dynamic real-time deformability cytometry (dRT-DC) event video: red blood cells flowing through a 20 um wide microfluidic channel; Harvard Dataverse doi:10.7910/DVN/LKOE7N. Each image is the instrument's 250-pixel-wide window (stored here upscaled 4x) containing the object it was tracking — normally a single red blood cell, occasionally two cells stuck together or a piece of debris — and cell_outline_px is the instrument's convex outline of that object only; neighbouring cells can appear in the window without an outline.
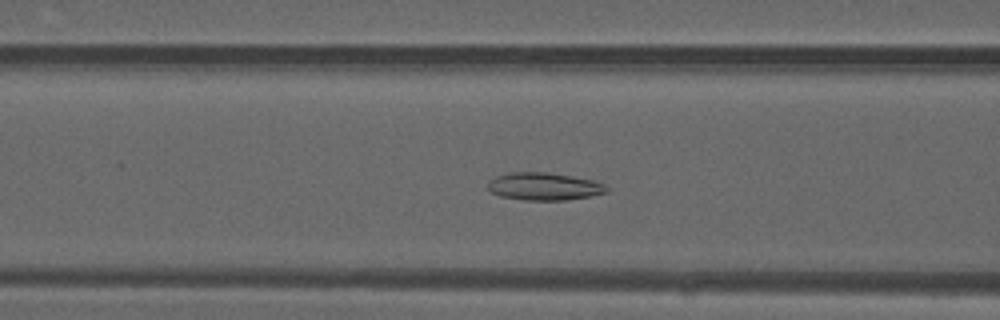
{"species": "common noctule bat (a hibernating species)", "species_latin": "Nyctalus noctula", "temperature_condition": "warm", "stored_images_in_passage": 35, "camera_frame_rate_fps": 3000, "um_per_image_px": 0.085, "animal": {"sex": "male", "forearm_length_mm": 52.5}, "frame": {"image": 1, "passage_image": 6, "time_ms": 1.667, "image_size_px": [1000, 320], "cell_outline_px": [[608, 192], [588, 196], [564, 200], [524, 200], [500, 196], [492, 192], [488, 188], [488, 180], [496, 176], [512, 172], [548, 172], [572, 176], [592, 180], [604, 184], [608, 188]], "centroid_in_image_um": [46.23, 15.84], "position_along_channel_um": 120.4, "area_um2": 19.02}}
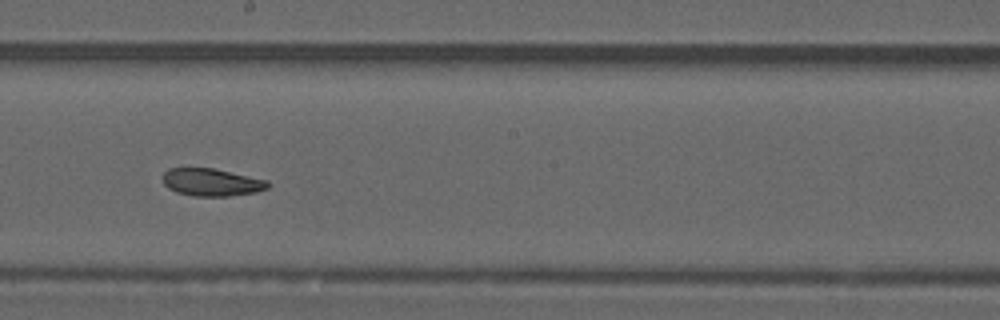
{"frame": {"image": 2, "passage_image": 14, "time_ms": 4.333, "image_size_px": [1000, 320], "cell_outline_px": [[272, 184], [268, 188], [256, 192], [228, 196], [192, 196], [176, 192], [168, 188], [164, 184], [164, 172], [168, 168], [212, 168], [268, 180]], "centroid_in_image_um": [18.0, 15.5], "position_along_channel_um": 230.2, "area_um2": 16.88}}
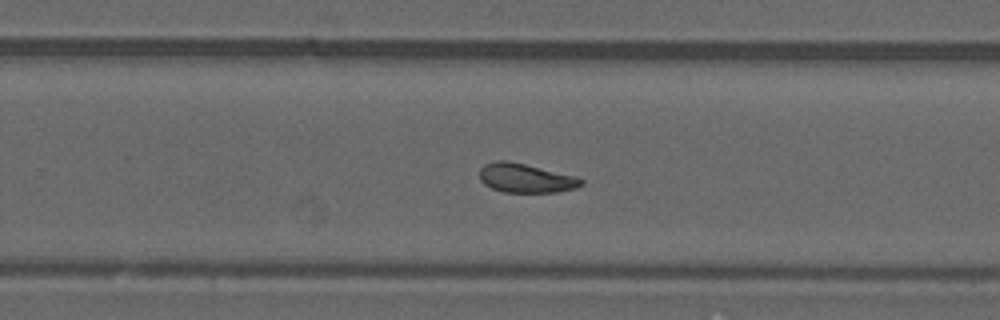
{"frame": {"image": 3, "passage_image": 18, "time_ms": 5.667, "image_size_px": [1000, 320], "cell_outline_px": [[584, 184], [576, 188], [556, 192], [504, 192], [492, 188], [484, 184], [480, 180], [480, 168], [484, 164], [492, 160], [508, 160], [576, 176], [584, 180]], "centroid_in_image_um": [44.67, 15.13], "position_along_channel_um": 285.1, "area_um2": 17.34}, "authors_computed_cell_mechanics": {"area_um2": 17.8024, "velocity_mm_per_s": 4.1302, "shape_relaxation_time_tau1_ms": null, "shape_relaxation_time_tau2_ms": 2.0443, "deformation_change_tau1": null, "deformation_change_tau2": 0.0736}}